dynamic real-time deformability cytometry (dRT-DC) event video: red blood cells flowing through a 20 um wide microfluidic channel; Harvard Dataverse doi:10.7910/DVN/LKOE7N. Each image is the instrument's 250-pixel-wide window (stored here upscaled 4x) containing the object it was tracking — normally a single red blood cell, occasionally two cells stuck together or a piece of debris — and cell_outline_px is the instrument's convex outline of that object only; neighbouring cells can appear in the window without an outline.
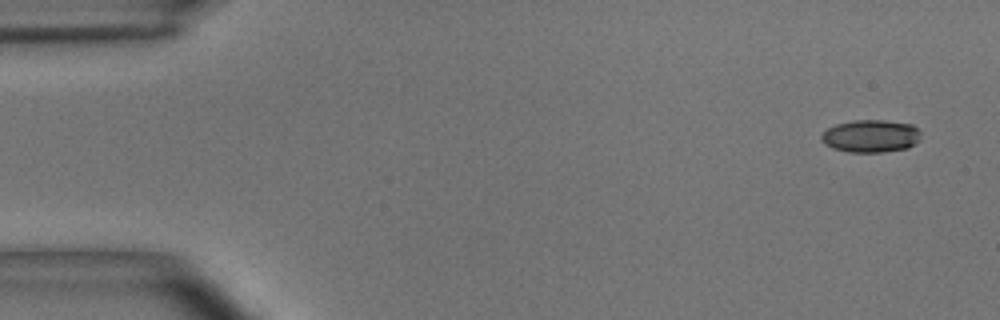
{"species": "common noctule bat (a hibernating species)", "species_latin": "Nyctalus noctula", "temperature_condition": "room temperature", "stored_images_in_passage": 8, "camera_frame_rate_fps": 3000, "um_per_image_px": 0.085, "animal": {"sex": "male", "body_mass_g": 15.6}, "frame": {"image": 1, "passage_image": 1, "time_ms": 0.0, "image_size_px": [1000, 320], "cell_outline_px": [[920, 140], [908, 148], [880, 152], [848, 152], [832, 148], [824, 144], [820, 140], [820, 136], [828, 128], [836, 124], [852, 120], [884, 120], [912, 124], [920, 132]], "centroid_in_image_um": [74.0, 11.56], "position_along_channel_um": 11.0, "area_um2": 19.02}}
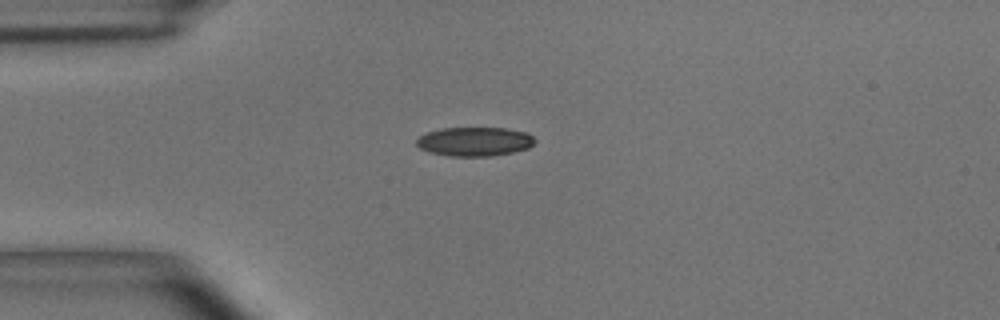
{"frame": {"image": 2, "passage_image": 4, "time_ms": 1.0, "image_size_px": [1000, 320], "cell_outline_px": [[536, 140], [528, 148], [512, 152], [492, 156], [448, 156], [428, 152], [420, 148], [416, 144], [416, 140], [420, 136], [428, 132], [440, 128], [504, 128], [528, 132]], "centroid_in_image_um": [40.33, 12.03], "position_along_channel_um": 44.7, "area_um2": 20.06}}
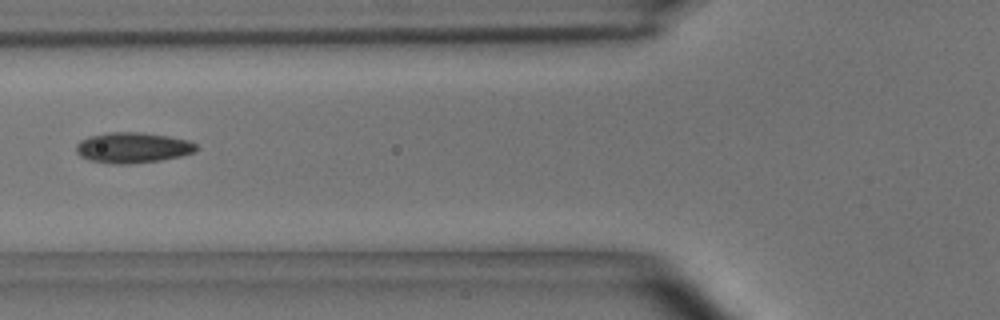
{"frame": {"image": 3, "passage_image": 6, "time_ms": 1.667, "image_size_px": [1000, 320], "cell_outline_px": [[200, 148], [196, 152], [180, 156], [160, 160], [128, 164], [112, 164], [88, 160], [80, 156], [76, 152], [76, 144], [80, 140], [88, 136], [108, 132], [140, 132], [168, 136], [188, 140], [196, 144]], "centroid_in_image_um": [11.27, 12.55], "position_along_channel_um": 114.5, "area_um2": 21.62}}